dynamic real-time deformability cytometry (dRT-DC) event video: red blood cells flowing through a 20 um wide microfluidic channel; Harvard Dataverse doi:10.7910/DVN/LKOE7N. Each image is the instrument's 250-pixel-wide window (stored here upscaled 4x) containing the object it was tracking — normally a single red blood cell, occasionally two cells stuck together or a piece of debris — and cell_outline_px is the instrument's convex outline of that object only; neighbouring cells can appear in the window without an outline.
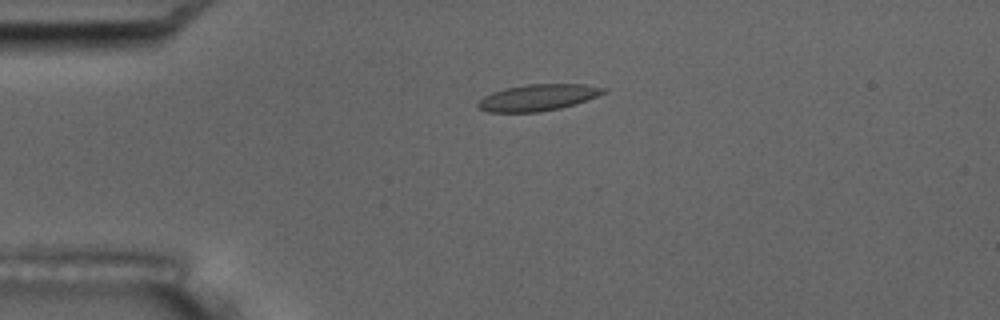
{"species": "common noctule bat (a hibernating species)", "species_latin": "Nyctalus noctula", "temperature_condition": "room temperature", "stored_images_in_passage": 5, "camera_frame_rate_fps": 3000, "um_per_image_px": 0.085, "animal": {"sex": "male", "body_mass_g": 17.5, "forearm_length_mm": 52.3}, "frame": {"image": 1, "passage_image": 4, "time_ms": 3.333, "image_size_px": [1000, 320], "cell_outline_px": [[608, 92], [576, 104], [560, 108], [540, 112], [488, 112], [480, 108], [476, 104], [484, 96], [492, 92], [504, 88], [528, 84], [584, 84], [608, 88]], "centroid_in_image_um": [45.76, 8.28], "position_along_channel_um": 39.2, "area_um2": 19.48}}